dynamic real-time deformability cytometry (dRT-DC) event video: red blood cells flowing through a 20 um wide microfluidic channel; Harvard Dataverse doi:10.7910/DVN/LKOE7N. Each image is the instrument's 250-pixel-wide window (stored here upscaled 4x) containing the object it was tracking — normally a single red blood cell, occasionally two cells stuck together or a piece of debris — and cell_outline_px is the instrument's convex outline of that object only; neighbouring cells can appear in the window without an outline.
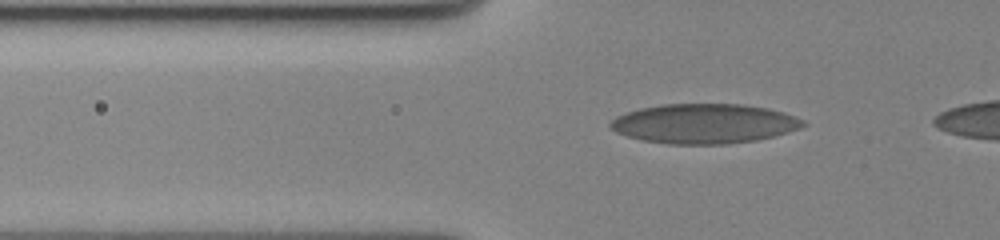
{"species": "human", "species_latin": "Homo sapiens", "temperature_condition": "cold", "stored_images_in_passage": 37, "camera_frame_rate_fps": 3000, "um_per_image_px": 0.085, "donor": {"sex": "female"}, "frame": {"image": 1, "passage_image": 3, "time_ms": 0.667, "image_size_px": [1000, 240], "cell_outline_px": [[808, 124], [800, 128], [772, 136], [756, 140], [728, 144], [668, 144], [644, 140], [628, 136], [616, 132], [608, 124], [616, 116], [640, 108], [664, 104], [740, 104], [768, 108], [784, 112], [796, 116], [804, 120]], "centroid_in_image_um": [59.88, 10.5], "position_along_channel_um": 65.9, "area_um2": 44.45}}
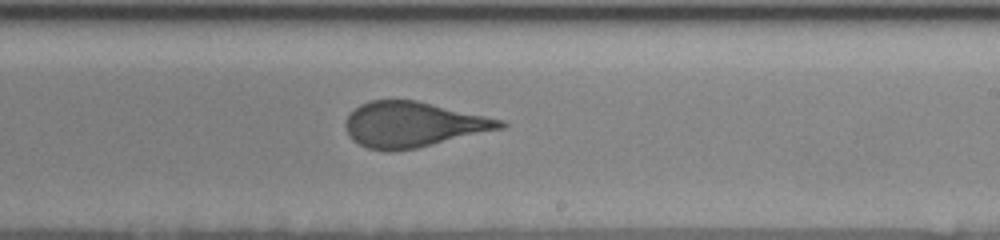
{"frame": {"image": 2, "passage_image": 20, "time_ms": 6.333, "image_size_px": [1000, 240], "cell_outline_px": [[508, 124], [504, 128], [416, 148], [368, 148], [352, 140], [348, 136], [344, 124], [348, 116], [360, 104], [368, 100], [416, 100], [504, 120]], "centroid_in_image_um": [35.13, 10.55], "position_along_channel_um": 253.9, "area_um2": 40.06}}
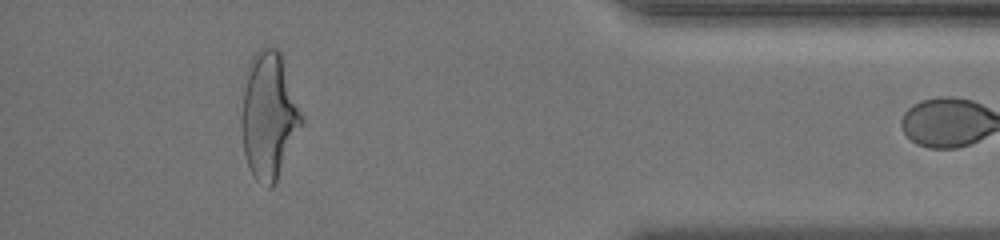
{"frame": {"image": 3, "passage_image": 36, "time_ms": 11.667, "image_size_px": [1000, 240], "cell_outline_px": [[304, 124], [272, 188], [268, 188], [260, 184], [256, 180], [248, 164], [244, 152], [240, 124], [240, 120], [244, 88], [248, 64], [252, 56], [260, 48], [276, 48], [280, 52], [304, 116]], "centroid_in_image_um": [22.86, 9.84], "position_along_channel_um": 412.3, "area_um2": 44.51}}